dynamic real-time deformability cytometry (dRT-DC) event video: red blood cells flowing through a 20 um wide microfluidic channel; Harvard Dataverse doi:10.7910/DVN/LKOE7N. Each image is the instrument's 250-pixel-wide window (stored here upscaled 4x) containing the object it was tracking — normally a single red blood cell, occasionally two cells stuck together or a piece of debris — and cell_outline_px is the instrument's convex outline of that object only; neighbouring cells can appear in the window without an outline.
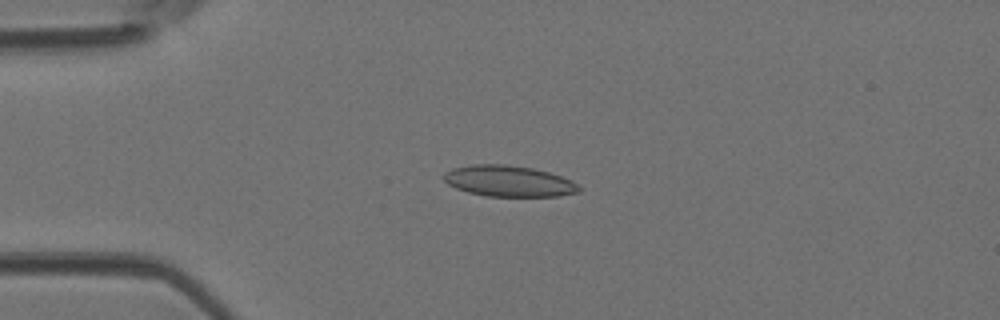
{"species": "Egyptian fruit bat (a non-hibernating species)", "species_latin": "Rousettus aegyptiacus", "temperature_condition": "room temperature", "stored_images_in_passage": 45, "camera_frame_rate_fps": 3000, "um_per_image_px": 0.085, "animal": {"sex": "female"}, "frame": {"image": 1, "passage_image": 11, "time_ms": 3.333, "image_size_px": [1000, 320], "cell_outline_px": [[584, 188], [580, 192], [560, 196], [488, 196], [468, 192], [456, 188], [448, 184], [444, 180], [444, 172], [452, 168], [472, 164], [504, 164], [532, 168], [548, 172], [572, 180]], "centroid_in_image_um": [43.27, 15.39], "position_along_channel_um": 41.7, "area_um2": 24.57}}
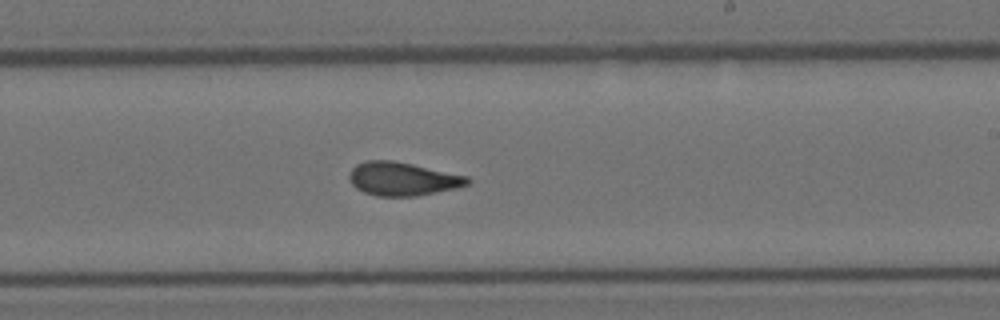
{"frame": {"image": 2, "passage_image": 27, "time_ms": 8.667, "image_size_px": [1000, 320], "cell_outline_px": [[472, 180], [468, 184], [456, 188], [416, 196], [376, 196], [364, 192], [356, 188], [348, 180], [348, 172], [356, 164], [368, 160], [392, 160], [412, 164], [468, 176]], "centroid_in_image_um": [34.19, 15.2], "position_along_channel_um": 254.8, "area_um2": 23.12}}
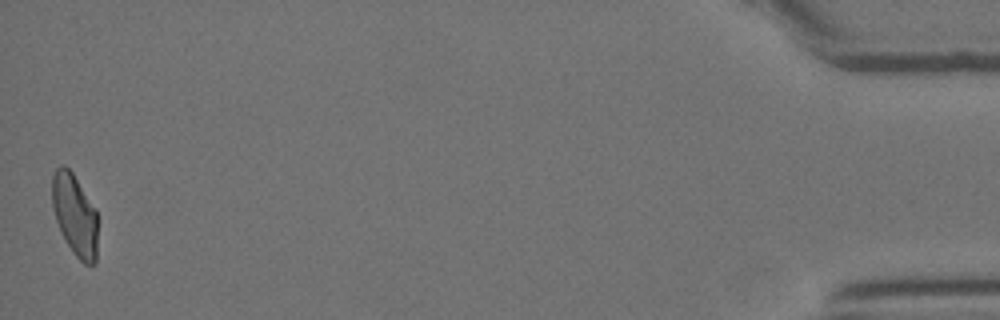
{"frame": {"image": 3, "passage_image": 45, "time_ms": 14.667, "image_size_px": [1000, 320], "cell_outline_px": [[96, 264], [84, 264], [72, 252], [64, 240], [60, 232], [52, 208], [52, 176], [56, 168], [60, 164], [64, 164], [72, 172], [96, 208]], "centroid_in_image_um": [6.33, 18.25], "position_along_channel_um": 428.9, "area_um2": 21.85}}